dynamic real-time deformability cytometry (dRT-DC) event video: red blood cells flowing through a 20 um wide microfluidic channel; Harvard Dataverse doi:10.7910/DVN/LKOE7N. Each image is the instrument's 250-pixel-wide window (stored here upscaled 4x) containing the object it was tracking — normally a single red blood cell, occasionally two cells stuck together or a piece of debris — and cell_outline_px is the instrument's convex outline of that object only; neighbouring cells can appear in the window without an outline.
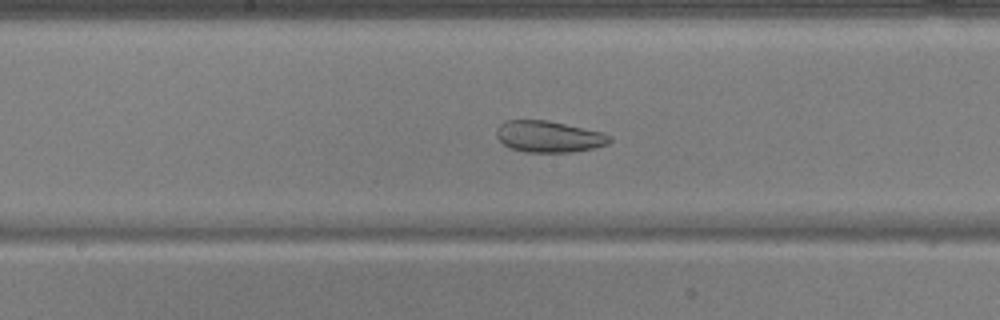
{"species": "common noctule bat (a hibernating species)", "species_latin": "Nyctalus noctula", "temperature_condition": "warm", "stored_images_in_passage": 54, "camera_frame_rate_fps": 3000, "um_per_image_px": 0.085, "animal": {"sex": "male", "body_mass_g": 17.9, "forearm_length_mm": 54.2}, "frame": {"image": 1, "passage_image": 29, "time_ms": 9.333, "image_size_px": [1000, 320], "cell_outline_px": [[612, 140], [608, 144], [592, 148], [572, 152], [524, 152], [512, 148], [504, 144], [496, 136], [496, 128], [500, 124], [508, 120], [548, 120], [604, 132], [612, 136]], "centroid_in_image_um": [46.68, 11.6], "position_along_channel_um": 201.5, "area_um2": 20.81}}
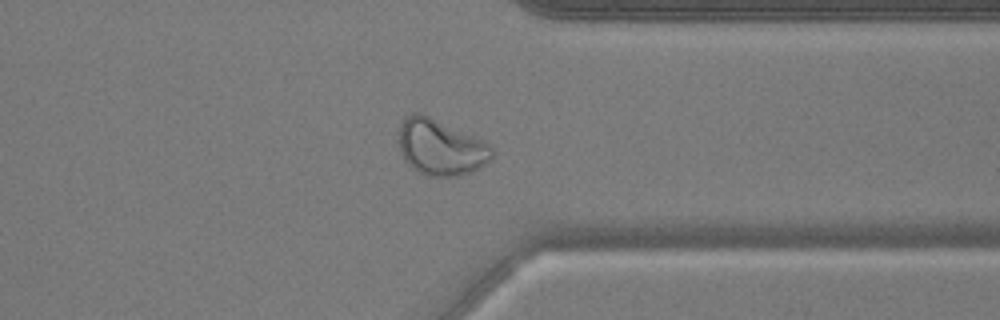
{"frame": {"image": 2, "passage_image": 43, "time_ms": 14.0, "image_size_px": [1000, 320], "cell_outline_px": [[492, 156], [480, 168], [472, 172], [460, 176], [428, 176], [412, 168], [404, 160], [400, 148], [400, 124], [404, 116], [412, 112], [420, 112], [484, 140], [492, 148]], "centroid_in_image_um": [37.44, 12.51], "position_along_channel_um": 374.0, "area_um2": 30.35}}
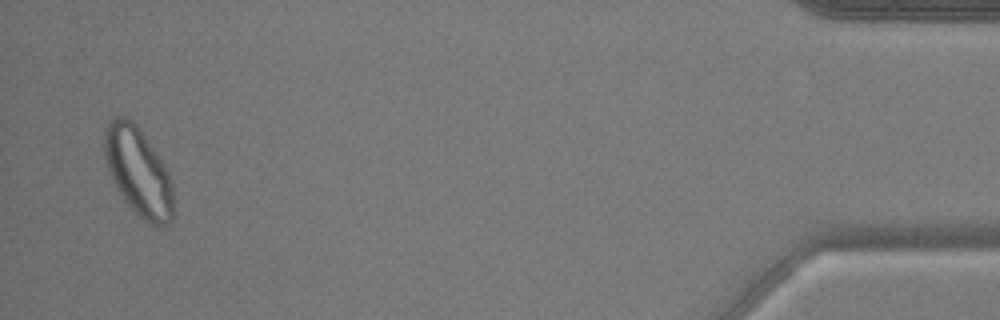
{"frame": {"image": 3, "passage_image": 53, "time_ms": 17.333, "image_size_px": [1000, 320], "cell_outline_px": [[176, 212], [172, 220], [168, 224], [156, 228], [148, 224], [124, 200], [112, 180], [108, 172], [104, 156], [104, 128], [116, 116], [128, 116], [136, 124], [164, 164], [168, 172], [172, 184]], "centroid_in_image_um": [11.78, 14.64], "position_along_channel_um": 423.4, "area_um2": 35.95}}